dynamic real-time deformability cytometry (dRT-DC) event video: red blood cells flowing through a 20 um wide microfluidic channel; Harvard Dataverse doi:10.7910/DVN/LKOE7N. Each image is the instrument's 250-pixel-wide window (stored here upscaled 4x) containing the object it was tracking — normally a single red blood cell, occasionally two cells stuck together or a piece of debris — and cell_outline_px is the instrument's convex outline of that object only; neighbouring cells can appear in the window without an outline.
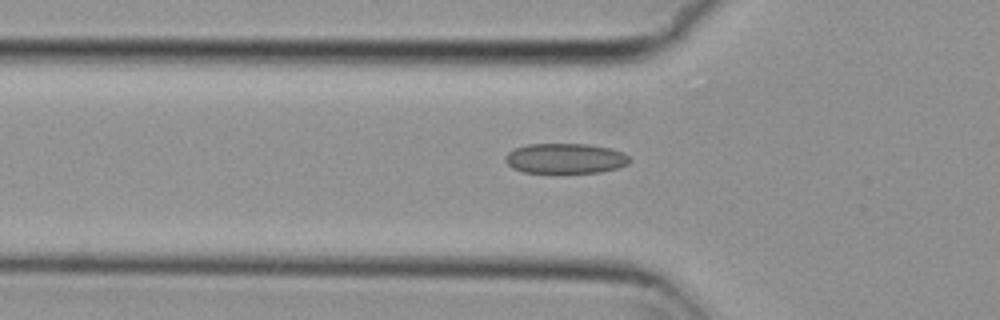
{"species": "common noctule bat (a hibernating species)", "species_latin": "Nyctalus noctula", "temperature_condition": "cold", "stored_images_in_passage": 35, "camera_frame_rate_fps": 3000, "um_per_image_px": 0.085, "animal": {"sex": "female", "body_mass_g": 29.2, "forearm_length_mm": 56.3}, "frame": {"image": 1, "passage_image": 2, "time_ms": 0.333, "image_size_px": [1000, 320], "cell_outline_px": [[628, 164], [616, 168], [600, 172], [524, 172], [512, 168], [504, 160], [504, 156], [508, 152], [516, 148], [528, 144], [588, 144], [612, 148], [624, 152], [628, 156]], "centroid_in_image_um": [48.04, 13.45], "position_along_channel_um": 77.8, "area_um2": 21.73}}
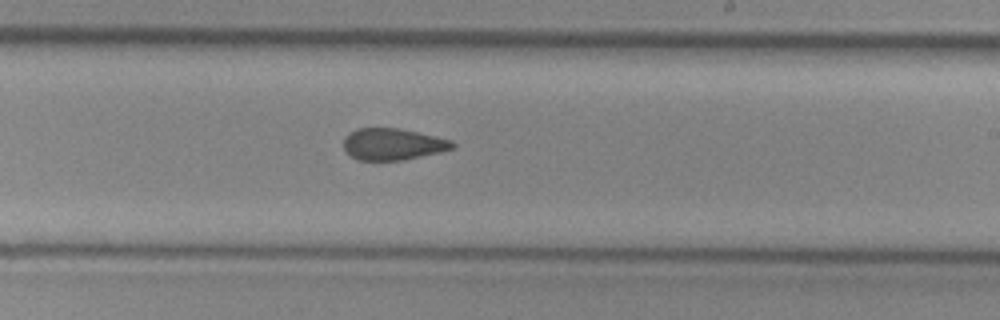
{"frame": {"image": 2, "passage_image": 16, "time_ms": 5.0, "image_size_px": [1000, 320], "cell_outline_px": [[456, 144], [452, 148], [440, 152], [404, 160], [356, 160], [344, 148], [344, 136], [348, 132], [356, 128], [400, 128], [452, 140]], "centroid_in_image_um": [33.37, 12.25], "position_along_channel_um": 255.6, "area_um2": 20.11}}
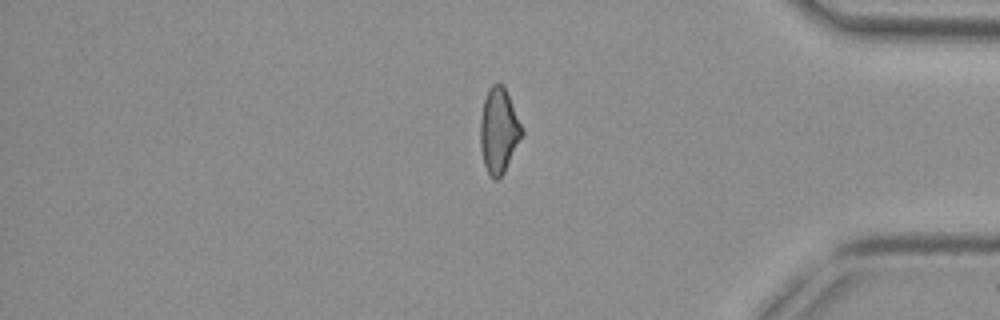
{"frame": {"image": 3, "passage_image": 29, "time_ms": 9.333, "image_size_px": [1000, 320], "cell_outline_px": [[524, 132], [504, 172], [496, 180], [492, 180], [484, 164], [480, 144], [480, 120], [484, 100], [488, 88], [492, 84], [504, 84], [524, 128]], "centroid_in_image_um": [42.41, 11.07], "position_along_channel_um": 392.8, "area_um2": 20.75}, "authors_computed_cell_mechanics": {"area_um2": 20.8658, "velocity_mm_per_s": 3.8026, "shape_relaxation_time_tau1_ms": null, "shape_relaxation_time_tau2_ms": 1.7677, "deformation_change_tau1": null, "deformation_change_tau2": 0.0905}}